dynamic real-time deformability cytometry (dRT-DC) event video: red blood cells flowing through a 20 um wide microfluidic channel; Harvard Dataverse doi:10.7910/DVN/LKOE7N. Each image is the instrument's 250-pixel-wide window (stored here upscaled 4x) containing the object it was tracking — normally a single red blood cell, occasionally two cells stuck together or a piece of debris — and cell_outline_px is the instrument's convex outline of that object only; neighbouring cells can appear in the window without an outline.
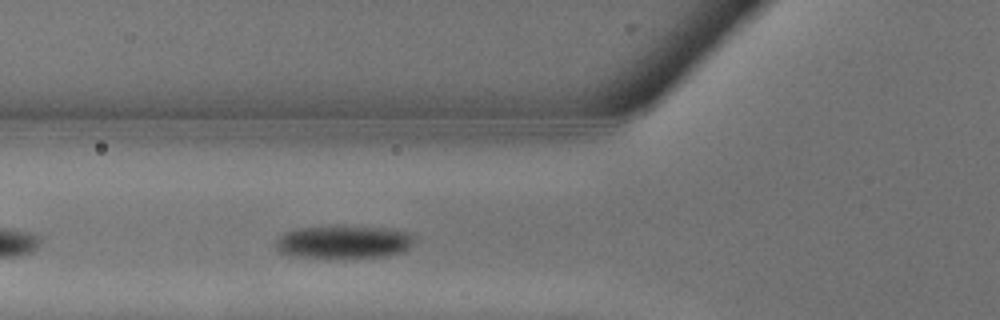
{"species": "common noctule bat (a hibernating species)", "species_latin": "Nyctalus noctula", "temperature_condition": "warm", "stored_images_in_passage": 2, "camera_frame_rate_fps": 3000, "um_per_image_px": 0.085, "animal": {"sex": "male", "body_mass_g": 13.3}, "frame": {"image": 1, "passage_image": 2, "time_ms": 0.333, "image_size_px": [1000, 320], "cell_outline_px": [[412, 244], [408, 248], [400, 252], [388, 256], [328, 260], [292, 256], [280, 252], [276, 248], [276, 240], [284, 232], [296, 228], [392, 228], [404, 232], [412, 236]], "centroid_in_image_um": [29.14, 20.64], "position_along_channel_um": 96.7, "area_um2": 26.59}}